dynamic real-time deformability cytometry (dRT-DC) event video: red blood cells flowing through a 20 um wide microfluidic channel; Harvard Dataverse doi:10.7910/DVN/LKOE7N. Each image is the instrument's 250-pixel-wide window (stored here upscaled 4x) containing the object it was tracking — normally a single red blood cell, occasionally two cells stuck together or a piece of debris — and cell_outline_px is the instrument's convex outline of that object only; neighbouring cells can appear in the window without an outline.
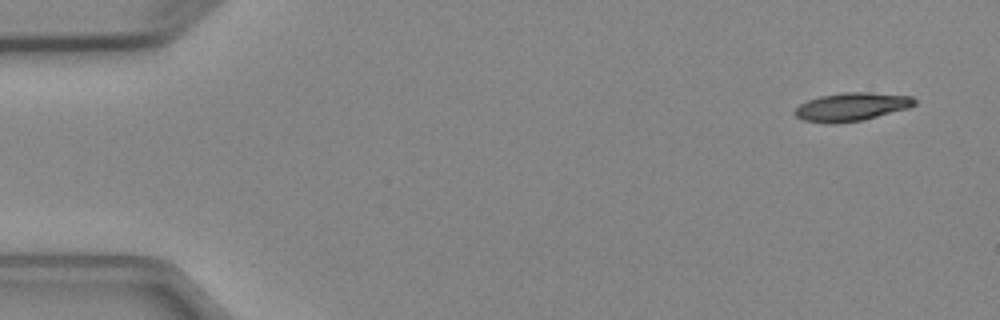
{"species": "Egyptian fruit bat (a non-hibernating species)", "species_latin": "Rousettus aegyptiacus", "temperature_condition": "cold", "stored_images_in_passage": 5, "camera_frame_rate_fps": 3000, "um_per_image_px": 0.085, "animal": {"sex": "female"}, "frame": {"image": 1, "passage_image": 1, "time_ms": 0.0, "image_size_px": [1000, 320], "cell_outline_px": [[916, 104], [908, 108], [864, 120], [836, 124], [828, 124], [804, 120], [796, 116], [792, 112], [800, 104], [808, 100], [820, 96], [844, 92], [868, 92], [912, 96], [916, 100]], "centroid_in_image_um": [72.37, 9.09], "position_along_channel_um": 12.6, "area_um2": 19.88}}
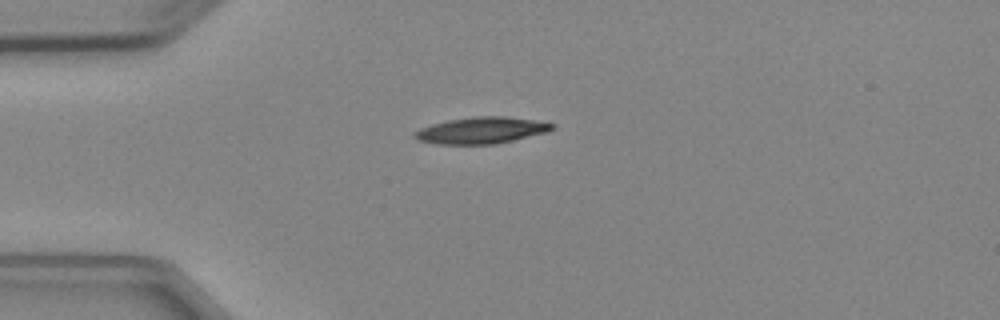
{"frame": {"image": 2, "passage_image": 4, "time_ms": 3.333, "image_size_px": [1000, 320], "cell_outline_px": [[556, 128], [548, 132], [496, 144], [436, 144], [416, 140], [412, 136], [412, 132], [420, 128], [432, 124], [448, 120], [472, 116], [504, 116], [536, 120], [556, 124]], "centroid_in_image_um": [40.91, 11.08], "position_along_channel_um": 44.1, "area_um2": 21.56}}
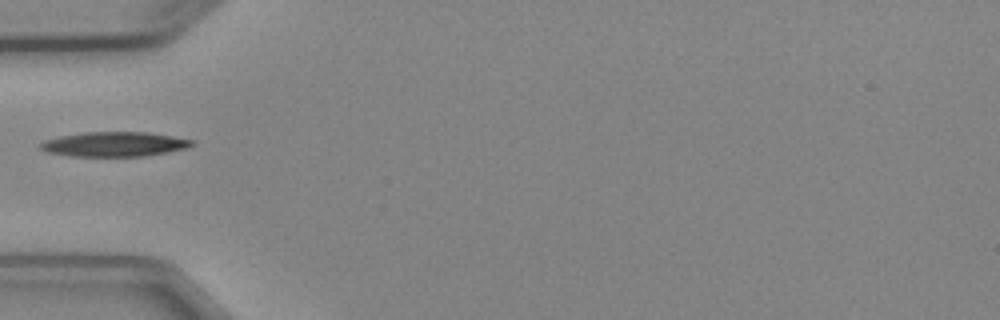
{"frame": {"image": 3, "passage_image": 5, "time_ms": 4.667, "image_size_px": [1000, 320], "cell_outline_px": [[196, 144], [188, 148], [168, 152], [144, 156], [72, 156], [48, 152], [40, 148], [40, 144], [44, 140], [60, 136], [84, 132], [148, 132], [172, 136], [192, 140]], "centroid_in_image_um": [9.75, 12.25], "position_along_channel_um": 75.3, "area_um2": 21.73}}